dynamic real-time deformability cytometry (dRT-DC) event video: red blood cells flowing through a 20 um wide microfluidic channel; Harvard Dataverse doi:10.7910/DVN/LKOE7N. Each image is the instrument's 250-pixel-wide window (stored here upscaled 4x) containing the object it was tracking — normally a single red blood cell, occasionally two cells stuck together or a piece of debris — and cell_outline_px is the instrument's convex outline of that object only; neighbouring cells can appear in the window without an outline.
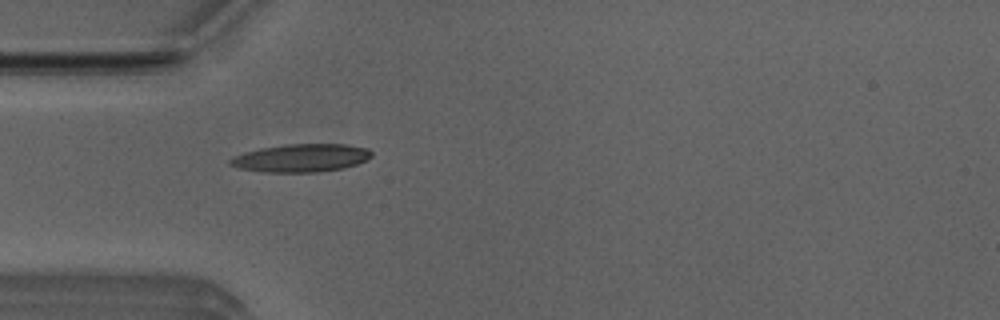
{"species": "Egyptian fruit bat (a non-hibernating species)", "species_latin": "Rousettus aegyptiacus", "temperature_condition": "room temperature", "stored_images_in_passage": 4, "camera_frame_rate_fps": 3000, "um_per_image_px": 0.085, "animal": {"sex": "male"}, "frame": {"image": 1, "passage_image": 4, "time_ms": 1.0, "image_size_px": [1000, 320], "cell_outline_px": [[372, 156], [356, 164], [340, 168], [316, 172], [264, 172], [240, 168], [228, 164], [228, 160], [232, 156], [244, 152], [260, 148], [284, 144], [344, 144], [368, 148], [372, 152]], "centroid_in_image_um": [25.54, 13.42], "position_along_channel_um": 59.5, "area_um2": 23.0}}